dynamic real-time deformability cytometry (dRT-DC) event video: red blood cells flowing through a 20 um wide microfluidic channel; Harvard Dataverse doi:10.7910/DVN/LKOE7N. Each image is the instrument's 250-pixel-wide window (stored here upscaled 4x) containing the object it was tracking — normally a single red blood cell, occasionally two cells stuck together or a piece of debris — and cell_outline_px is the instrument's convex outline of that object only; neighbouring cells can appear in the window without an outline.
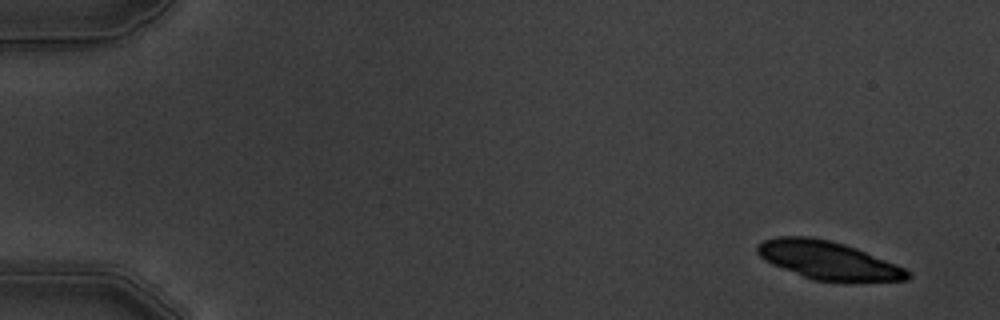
{"species": "common noctule bat (a hibernating species)", "species_latin": "Nyctalus noctula", "temperature_condition": "warm", "stored_images_in_passage": 6, "camera_frame_rate_fps": 3000, "um_per_image_px": 0.085, "animal": {"sex": "male", "body_mass_g": 19.5, "forearm_length_mm": 54.6}, "frame": {"image": 1, "passage_image": 1, "time_ms": 0.0, "image_size_px": [1000, 320], "cell_outline_px": [[912, 276], [908, 280], [812, 280], [772, 264], [764, 260], [756, 252], [756, 244], [764, 240], [776, 236], [808, 236], [828, 240], [844, 244], [856, 248], [896, 264], [912, 272]], "centroid_in_image_um": [70.34, 22.1], "position_along_channel_um": 14.7, "area_um2": 32.95}}